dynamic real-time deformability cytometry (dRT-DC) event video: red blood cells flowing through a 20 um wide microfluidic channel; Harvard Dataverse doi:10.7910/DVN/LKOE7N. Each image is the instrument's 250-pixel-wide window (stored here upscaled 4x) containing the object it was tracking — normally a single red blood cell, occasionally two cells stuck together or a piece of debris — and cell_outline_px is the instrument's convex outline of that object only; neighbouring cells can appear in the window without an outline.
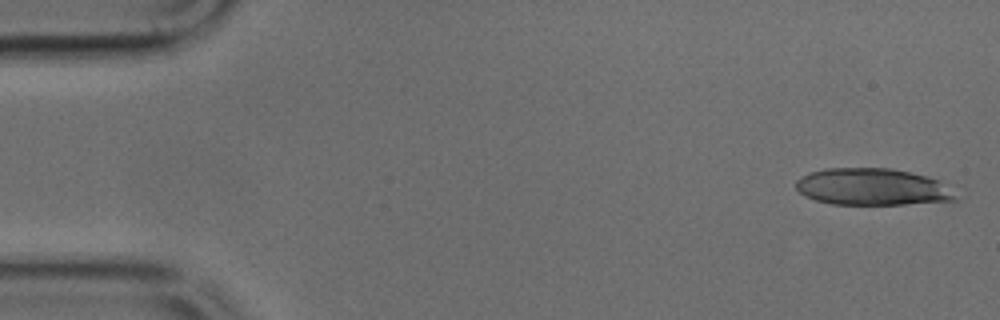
{"species": "common noctule bat (a hibernating species)", "species_latin": "Nyctalus noctula", "temperature_condition": "cold", "stored_images_in_passage": 12, "camera_frame_rate_fps": 3000, "um_per_image_px": 0.085, "animal": {"sex": "male", "body_mass_g": 17.9, "forearm_length_mm": 54.2}, "frame": {"image": 1, "passage_image": 1, "time_ms": 0.0, "image_size_px": [1000, 320], "cell_outline_px": [[956, 200], [904, 204], [832, 204], [816, 200], [804, 196], [796, 188], [796, 180], [812, 172], [828, 168], [892, 168], [940, 180], [956, 196]], "centroid_in_image_um": [74.12, 15.89], "position_along_channel_um": 10.9, "area_um2": 33.87}}